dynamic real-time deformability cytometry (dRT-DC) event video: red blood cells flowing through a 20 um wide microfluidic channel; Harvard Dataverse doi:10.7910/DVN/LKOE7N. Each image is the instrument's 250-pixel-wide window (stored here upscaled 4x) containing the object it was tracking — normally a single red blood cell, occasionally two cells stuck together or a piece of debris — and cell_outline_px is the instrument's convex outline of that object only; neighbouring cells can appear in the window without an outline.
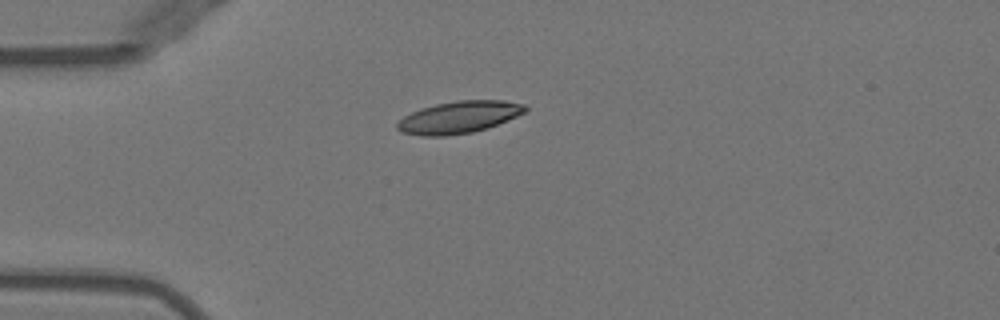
{"species": "Egyptian fruit bat (a non-hibernating species)", "species_latin": "Rousettus aegyptiacus", "temperature_condition": "warm", "stored_images_in_passage": 39, "camera_frame_rate_fps": 3000, "um_per_image_px": 0.085, "animal": {"sex": "female"}, "frame": {"image": 1, "passage_image": 1, "time_ms": 0.0, "image_size_px": [1000, 320], "cell_outline_px": [[528, 108], [524, 112], [516, 116], [488, 128], [472, 132], [448, 136], [420, 136], [400, 132], [396, 128], [396, 124], [404, 116], [420, 108], [436, 104], [456, 100], [504, 100], [524, 104]], "centroid_in_image_um": [38.98, 9.97], "position_along_channel_um": 46.0, "area_um2": 23.99}}
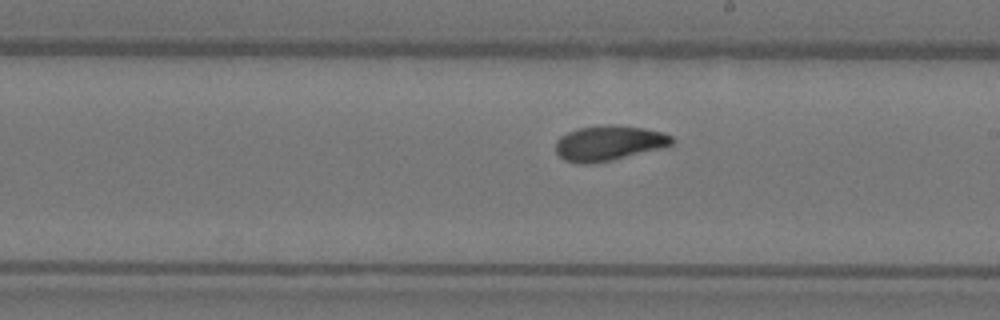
{"frame": {"image": 2, "passage_image": 17, "time_ms": 5.333, "image_size_px": [1000, 320], "cell_outline_px": [[676, 140], [672, 144], [660, 148], [612, 160], [588, 164], [576, 164], [564, 160], [556, 152], [556, 140], [560, 136], [568, 132], [580, 128], [604, 124], [612, 124], [644, 128], [664, 132], [672, 136]], "centroid_in_image_um": [51.75, 12.16], "position_along_channel_um": 237.3, "area_um2": 23.87}}
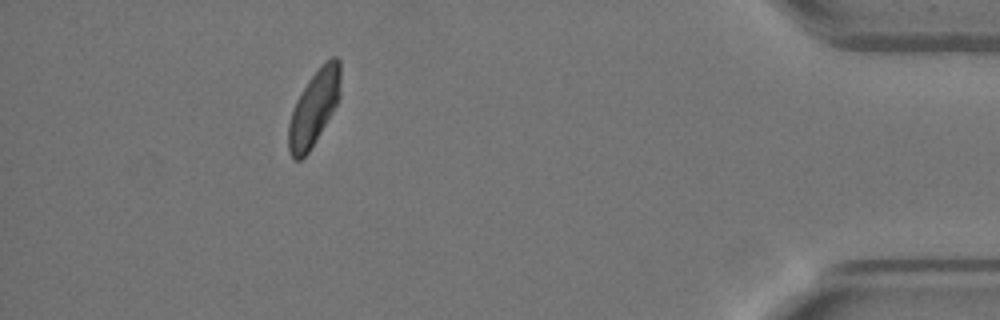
{"frame": {"image": 3, "passage_image": 34, "time_ms": 11.0, "image_size_px": [1000, 320], "cell_outline_px": [[340, 96], [332, 112], [308, 152], [300, 160], [292, 160], [288, 152], [288, 124], [296, 100], [308, 80], [332, 56], [336, 56], [340, 60]], "centroid_in_image_um": [26.67, 9.2], "position_along_channel_um": 408.5, "area_um2": 22.31}, "authors_computed_cell_mechanics": {"area_um2": 23.3512, "velocity_mm_per_s": 3.948, "shape_relaxation_time_tau1_ms": 3.2415, "shape_relaxation_time_tau2_ms": 1.5993, "deformation_change_tau1": 0.1365, "deformation_change_tau2": 0.0643}}